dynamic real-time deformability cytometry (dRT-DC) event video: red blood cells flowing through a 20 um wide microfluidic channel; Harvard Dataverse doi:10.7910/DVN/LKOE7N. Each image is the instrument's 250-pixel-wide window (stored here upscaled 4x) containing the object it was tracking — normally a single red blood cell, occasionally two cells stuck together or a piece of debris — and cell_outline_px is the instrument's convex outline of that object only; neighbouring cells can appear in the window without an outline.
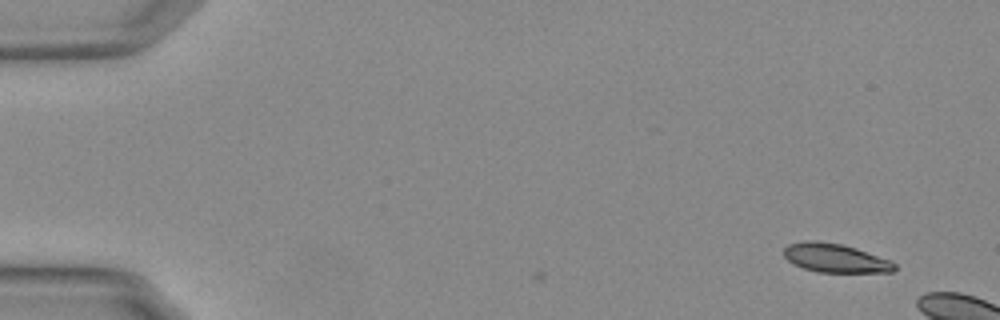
{"species": "Egyptian fruit bat (a non-hibernating species)", "species_latin": "Rousettus aegyptiacus", "temperature_condition": "warm", "stored_images_in_passage": 3, "camera_frame_rate_fps": 3000, "um_per_image_px": 0.085, "animal": {"sex": "female"}, "frame": {"image": 1, "passage_image": 3, "time_ms": 0.667, "image_size_px": [1000, 320], "cell_outline_px": [[896, 268], [892, 272], [816, 272], [804, 268], [788, 260], [784, 256], [784, 248], [788, 244], [804, 240], [820, 240], [840, 244], [856, 248], [892, 260], [896, 264]], "centroid_in_image_um": [71.01, 21.92], "position_along_channel_um": 14.0, "area_um2": 18.67}}